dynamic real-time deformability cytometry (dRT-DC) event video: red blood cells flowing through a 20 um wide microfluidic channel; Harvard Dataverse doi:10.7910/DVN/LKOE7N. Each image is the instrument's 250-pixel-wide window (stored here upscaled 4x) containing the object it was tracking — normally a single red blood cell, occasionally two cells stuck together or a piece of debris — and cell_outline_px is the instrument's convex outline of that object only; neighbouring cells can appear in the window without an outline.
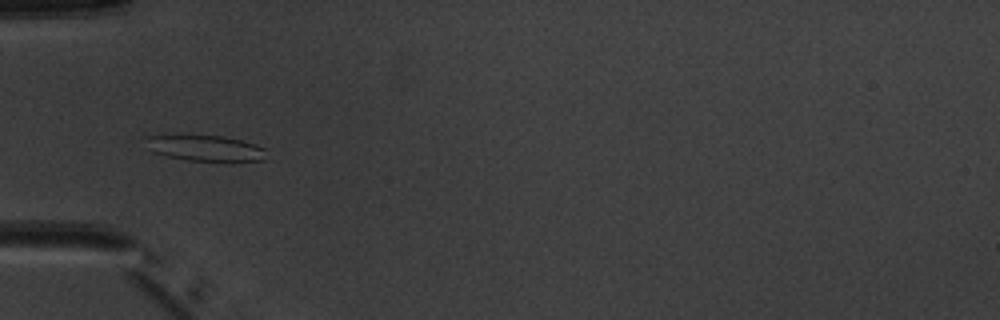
{"species": "common noctule bat (a hibernating species)", "species_latin": "Nyctalus noctula", "temperature_condition": "warm", "stored_images_in_passage": 6, "camera_frame_rate_fps": 3000, "um_per_image_px": 0.085, "animal": {"sex": "male", "body_mass_g": 20.1, "forearm_length_mm": 53.5}, "frame": {"image": 1, "passage_image": 4, "time_ms": 3.667, "image_size_px": [1000, 320], "cell_outline_px": [[268, 148], [264, 160], [232, 164], [188, 160], [168, 156], [152, 152], [144, 148], [144, 136], [224, 136], [256, 144]], "centroid_in_image_um": [17.53, 12.65], "position_along_channel_um": 67.5, "area_um2": 19.07}}
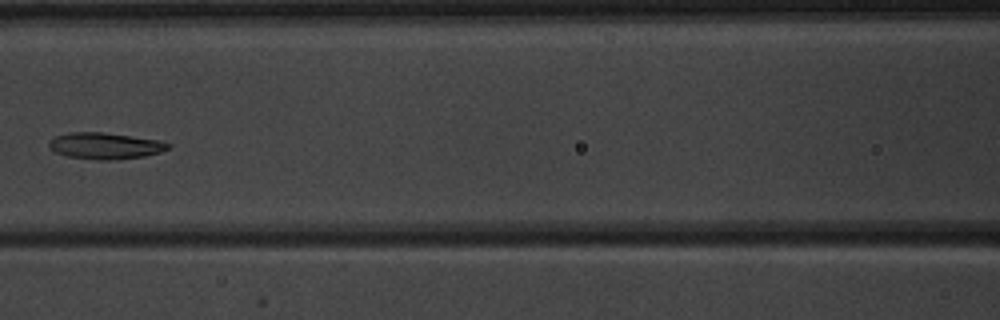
{"frame": {"image": 2, "passage_image": 6, "time_ms": 6.0, "image_size_px": [1000, 320], "cell_outline_px": [[172, 144], [168, 148], [160, 152], [144, 156], [116, 160], [96, 160], [68, 156], [56, 152], [48, 144], [48, 140], [56, 136], [68, 132], [104, 132], [160, 140]], "centroid_in_image_um": [8.95, 12.39], "position_along_channel_um": 157.7, "area_um2": 18.38}}